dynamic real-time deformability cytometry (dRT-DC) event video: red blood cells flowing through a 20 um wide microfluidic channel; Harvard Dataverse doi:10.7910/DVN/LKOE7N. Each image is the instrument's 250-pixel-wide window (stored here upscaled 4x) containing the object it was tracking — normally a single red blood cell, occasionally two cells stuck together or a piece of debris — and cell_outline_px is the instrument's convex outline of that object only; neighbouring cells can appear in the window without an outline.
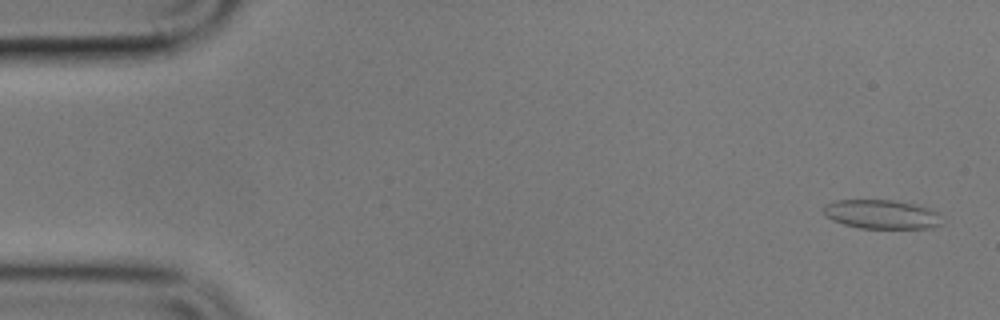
{"species": "common noctule bat (a hibernating species)", "species_latin": "Nyctalus noctula", "temperature_condition": "cold", "stored_images_in_passage": 5, "camera_frame_rate_fps": 3000, "um_per_image_px": 0.085, "animal": {"sex": "male", "body_mass_g": 17.9}, "frame": {"image": 1, "passage_image": 1, "time_ms": 0.0, "image_size_px": [1000, 320], "cell_outline_px": [[944, 216], [940, 224], [928, 228], [860, 228], [844, 224], [832, 220], [824, 212], [824, 204], [836, 200], [892, 200], [932, 208], [940, 212]], "centroid_in_image_um": [74.99, 18.21], "position_along_channel_um": 10.0, "area_um2": 20.11}}
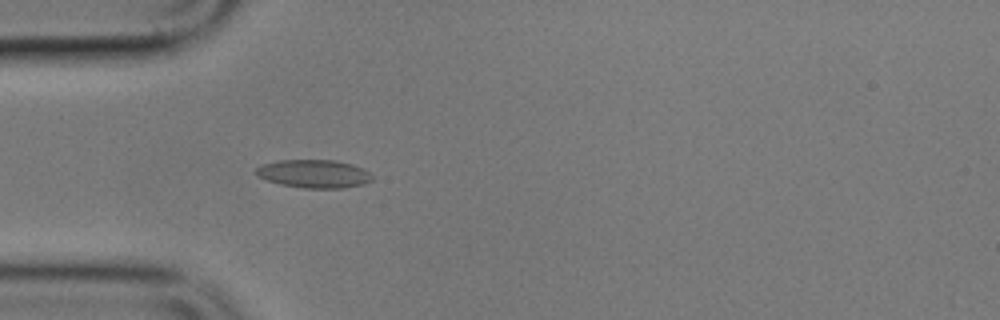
{"frame": {"image": 2, "passage_image": 5, "time_ms": 4.667, "image_size_px": [1000, 320], "cell_outline_px": [[372, 180], [364, 184], [344, 188], [304, 188], [280, 184], [256, 176], [256, 168], [260, 164], [280, 160], [336, 160], [352, 164], [364, 168], [372, 176]], "centroid_in_image_um": [26.69, 14.76], "position_along_channel_um": 58.3, "area_um2": 19.19}}